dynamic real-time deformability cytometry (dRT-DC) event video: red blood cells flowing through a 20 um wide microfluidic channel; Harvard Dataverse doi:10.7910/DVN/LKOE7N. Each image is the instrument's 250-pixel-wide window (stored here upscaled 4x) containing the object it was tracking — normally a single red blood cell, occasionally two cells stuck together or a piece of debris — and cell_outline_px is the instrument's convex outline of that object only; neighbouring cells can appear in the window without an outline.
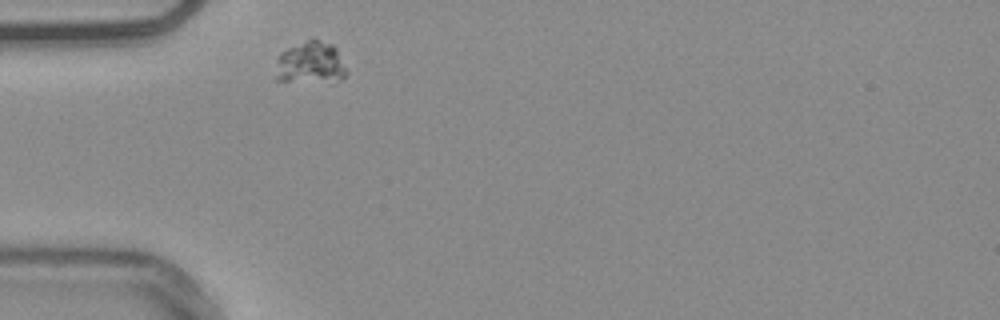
{"species": "common noctule bat (a hibernating species)", "species_latin": "Nyctalus noctula", "temperature_condition": "warm", "stored_images_in_passage": 37, "camera_frame_rate_fps": 3000, "um_per_image_px": 0.085, "animal": {"sex": "male", "body_mass_g": 20.4}, "frame": {"image": 1, "passage_image": 1, "time_ms": 0.0, "image_size_px": [1000, 320], "cell_outline_px": [[348, 72], [340, 80], [276, 80], [276, 60], [280, 52], [312, 36], [332, 44], [336, 48]], "centroid_in_image_um": [26.39, 5.26], "position_along_channel_um": 58.6, "area_um2": 17.28}}
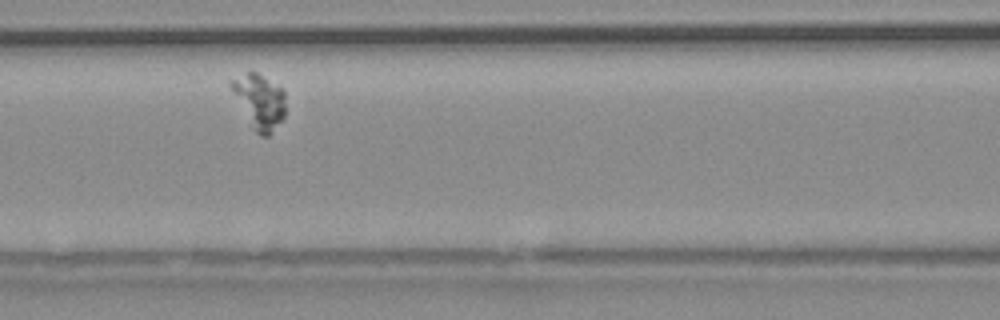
{"frame": {"image": 2, "passage_image": 9, "time_ms": 2.667, "image_size_px": [1000, 320], "cell_outline_px": [[284, 116], [268, 136], [260, 136], [256, 132], [228, 84], [228, 80], [248, 72], [256, 72], [280, 88], [284, 92]], "centroid_in_image_um": [22.03, 8.59], "position_along_channel_um": 144.6, "area_um2": 16.53}}
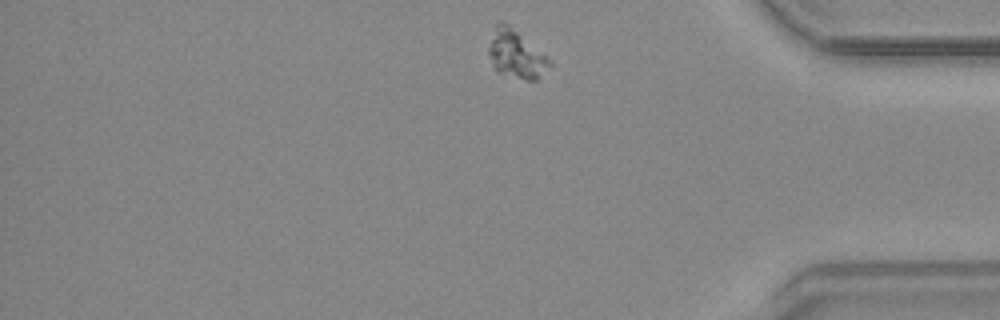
{"frame": {"image": 3, "passage_image": 32, "time_ms": 10.333, "image_size_px": [1000, 320], "cell_outline_px": [[552, 64], [536, 80], [528, 80], [496, 72], [492, 64], [488, 52], [488, 48], [496, 24], [508, 24], [548, 56]], "centroid_in_image_um": [43.88, 4.63], "position_along_channel_um": 391.3, "area_um2": 16.7}}